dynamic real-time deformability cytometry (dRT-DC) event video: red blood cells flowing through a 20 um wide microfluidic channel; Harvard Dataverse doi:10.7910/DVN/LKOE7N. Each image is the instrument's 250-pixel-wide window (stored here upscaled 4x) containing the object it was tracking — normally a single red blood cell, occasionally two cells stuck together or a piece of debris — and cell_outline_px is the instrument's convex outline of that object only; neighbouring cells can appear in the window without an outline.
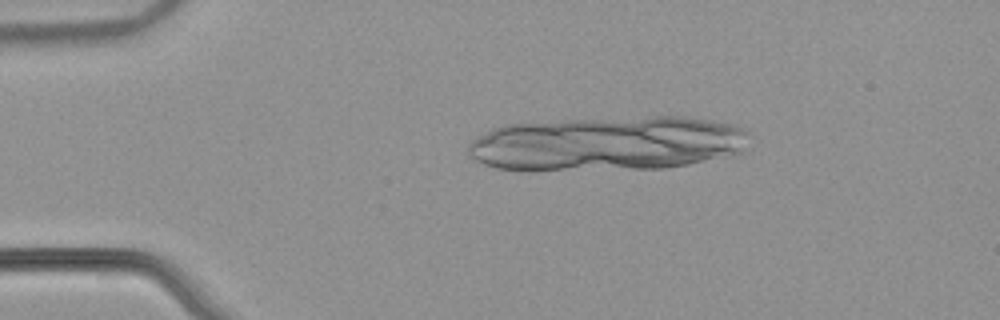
{"species": "common noctule bat (a hibernating species)", "species_latin": "Nyctalus noctula", "temperature_condition": "warm", "stored_images_in_passage": 11, "camera_frame_rate_fps": 3000, "um_per_image_px": 0.085, "animal": {"sex": "male", "body_mass_g": 21.5, "forearm_length_mm": 52.0}, "frame": {"image": 1, "passage_image": 2, "time_ms": 0.333, "image_size_px": [1000, 320], "cell_outline_px": [[684, 148], [676, 164], [548, 168], [508, 168], [496, 164], [668, 140]], "centroid_in_image_um": [51.76, 13.36], "position_along_channel_um": 33.2, "area_um2": 19.94}}